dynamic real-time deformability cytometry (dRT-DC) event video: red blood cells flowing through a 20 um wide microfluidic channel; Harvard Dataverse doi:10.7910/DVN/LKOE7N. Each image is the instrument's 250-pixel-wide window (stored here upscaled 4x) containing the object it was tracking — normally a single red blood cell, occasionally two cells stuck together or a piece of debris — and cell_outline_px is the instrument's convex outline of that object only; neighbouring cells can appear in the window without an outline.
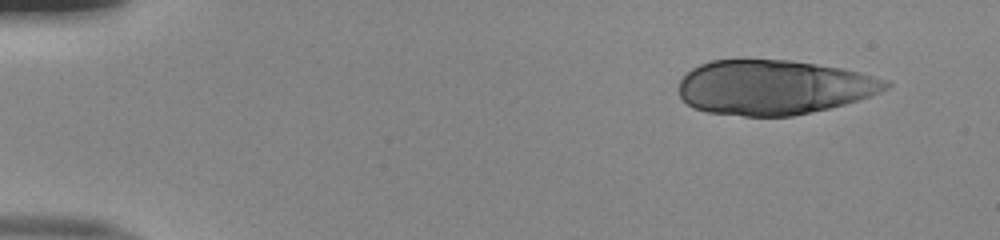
{"species": "human", "species_latin": "Homo sapiens", "temperature_condition": "room temperature", "stored_images_in_passage": 49, "camera_frame_rate_fps": 3000, "um_per_image_px": 0.085, "donor": {"sex": "male"}, "frame": {"image": 1, "passage_image": 4, "time_ms": 1.0, "image_size_px": [1000, 240], "cell_outline_px": [[892, 84], [888, 88], [868, 96], [844, 104], [828, 108], [792, 116], [744, 116], [708, 112], [692, 108], [680, 96], [680, 80], [692, 68], [700, 64], [712, 60], [788, 60], [816, 64], [840, 68], [860, 72], [888, 80]], "centroid_in_image_um": [65.75, 7.42], "position_along_channel_um": 19.2, "area_um2": 65.55}}
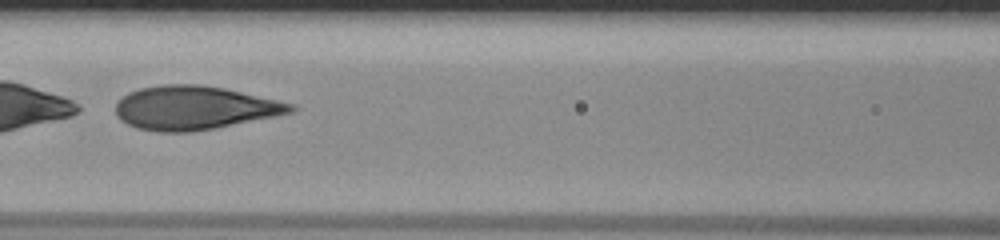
{"frame": {"image": 2, "passage_image": 23, "time_ms": 7.333, "image_size_px": [1000, 240], "cell_outline_px": [[296, 112], [216, 128], [192, 132], [156, 132], [136, 128], [120, 120], [116, 116], [116, 104], [128, 92], [140, 88], [164, 84], [200, 84], [224, 88], [296, 104]], "centroid_in_image_um": [16.54, 9.17], "position_along_channel_um": 150.1, "area_um2": 44.85}}
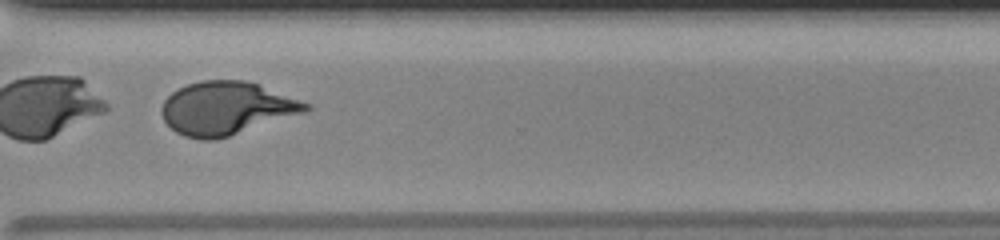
{"frame": {"image": 3, "passage_image": 38, "time_ms": 12.333, "image_size_px": [1000, 240], "cell_outline_px": [[312, 108], [304, 112], [216, 140], [200, 140], [184, 136], [176, 132], [164, 120], [160, 112], [160, 108], [164, 100], [176, 88], [200, 80], [244, 80], [260, 84], [312, 104]], "centroid_in_image_um": [19.23, 9.19], "position_along_channel_um": 351.4, "area_um2": 44.68}}